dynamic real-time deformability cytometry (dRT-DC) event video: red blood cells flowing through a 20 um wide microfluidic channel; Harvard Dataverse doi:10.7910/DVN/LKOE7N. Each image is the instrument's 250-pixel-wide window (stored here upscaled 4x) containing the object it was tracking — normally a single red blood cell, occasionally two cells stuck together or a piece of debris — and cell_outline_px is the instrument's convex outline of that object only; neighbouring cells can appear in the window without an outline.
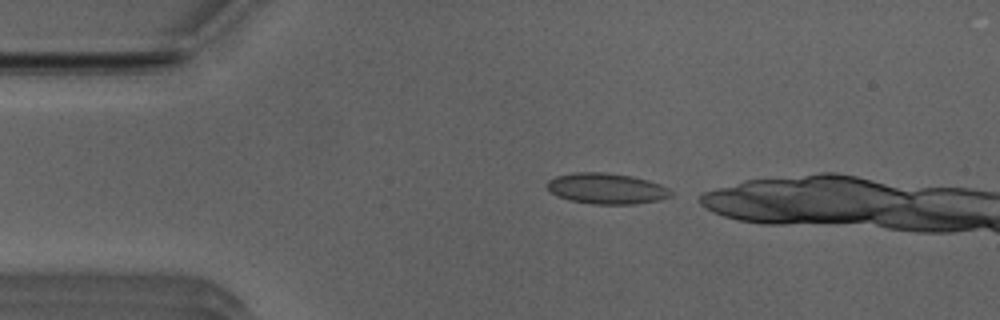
{"species": "Egyptian fruit bat (a non-hibernating species)", "species_latin": "Rousettus aegyptiacus", "temperature_condition": "room temperature", "stored_images_in_passage": 6, "camera_frame_rate_fps": 3000, "um_per_image_px": 0.085, "animal": {"sex": "male"}, "frame": {"image": 1, "passage_image": 1, "time_ms": 0.0, "image_size_px": [1000, 320], "cell_outline_px": [[672, 196], [660, 200], [636, 204], [592, 204], [568, 200], [556, 196], [544, 184], [548, 180], [556, 176], [572, 172], [604, 172], [632, 176], [648, 180], [660, 184], [668, 188], [672, 192]], "centroid_in_image_um": [51.54, 16.03], "position_along_channel_um": 33.5, "area_um2": 22.48}}